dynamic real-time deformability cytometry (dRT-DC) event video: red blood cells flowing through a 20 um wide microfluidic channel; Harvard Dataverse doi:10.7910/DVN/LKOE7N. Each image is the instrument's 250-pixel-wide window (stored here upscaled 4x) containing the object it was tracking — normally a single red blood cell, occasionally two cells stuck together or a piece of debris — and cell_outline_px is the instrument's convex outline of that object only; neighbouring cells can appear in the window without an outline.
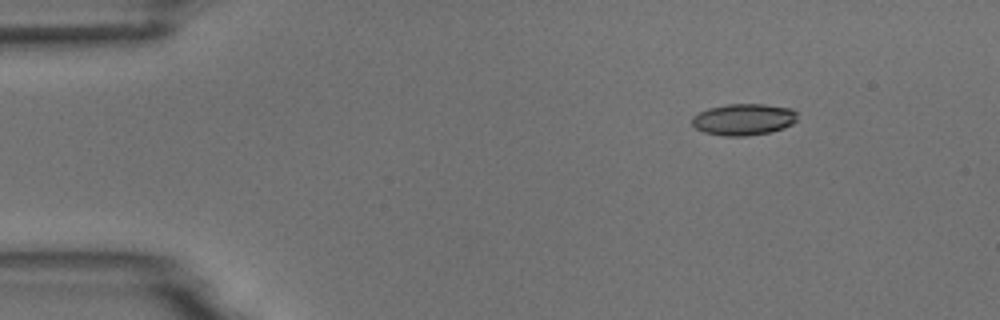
{"species": "common noctule bat (a hibernating species)", "species_latin": "Nyctalus noctula", "temperature_condition": "room temperature", "stored_images_in_passage": 5, "segment_of_instrument_passage": [2, 2], "camera_frame_rate_fps": 3000, "um_per_image_px": 0.085, "animal": {"sex": "male", "body_mass_g": 18.8}, "frame": {"image": 1, "passage_image": 5, "time_ms": 5.667, "image_size_px": [1000, 320], "cell_outline_px": [[796, 120], [792, 124], [784, 128], [772, 132], [748, 136], [724, 136], [704, 132], [696, 128], [692, 124], [692, 116], [708, 108], [728, 104], [764, 104], [792, 108], [796, 112]], "centroid_in_image_um": [63.22, 10.15], "position_along_channel_um": 21.8, "area_um2": 19.48}}